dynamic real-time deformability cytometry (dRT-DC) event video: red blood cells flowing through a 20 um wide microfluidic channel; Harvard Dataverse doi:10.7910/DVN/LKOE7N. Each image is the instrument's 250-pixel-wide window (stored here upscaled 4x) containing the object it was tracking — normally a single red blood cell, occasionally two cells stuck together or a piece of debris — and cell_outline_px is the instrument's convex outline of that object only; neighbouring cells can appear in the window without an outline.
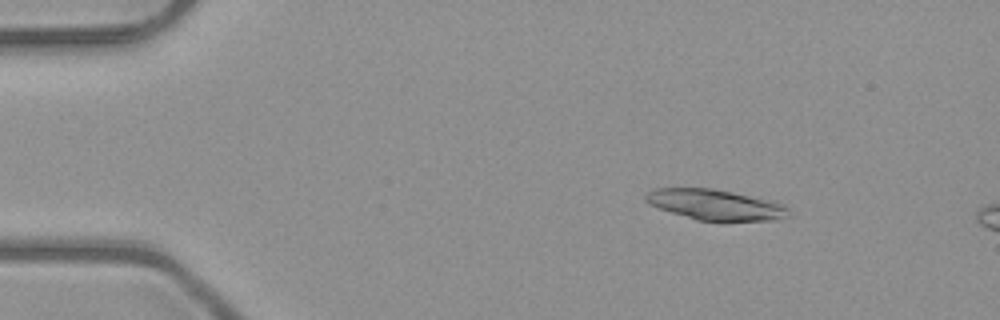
{"species": "common noctule bat (a hibernating species)", "species_latin": "Nyctalus noctula", "temperature_condition": "room temperature", "stored_images_in_passage": 13, "camera_frame_rate_fps": 3000, "um_per_image_px": 0.085, "animal": {"sex": "male", "body_mass_g": 23.1, "forearm_length_mm": 52.7}, "frame": {"image": 1, "passage_image": 8, "time_ms": 2.333, "image_size_px": [1000, 320], "cell_outline_px": [[792, 216], [780, 220], [696, 220], [660, 208], [644, 200], [644, 196], [652, 188], [712, 188], [776, 200], [784, 204], [788, 208]], "centroid_in_image_um": [60.9, 17.39], "position_along_channel_um": 24.1, "area_um2": 25.61}}